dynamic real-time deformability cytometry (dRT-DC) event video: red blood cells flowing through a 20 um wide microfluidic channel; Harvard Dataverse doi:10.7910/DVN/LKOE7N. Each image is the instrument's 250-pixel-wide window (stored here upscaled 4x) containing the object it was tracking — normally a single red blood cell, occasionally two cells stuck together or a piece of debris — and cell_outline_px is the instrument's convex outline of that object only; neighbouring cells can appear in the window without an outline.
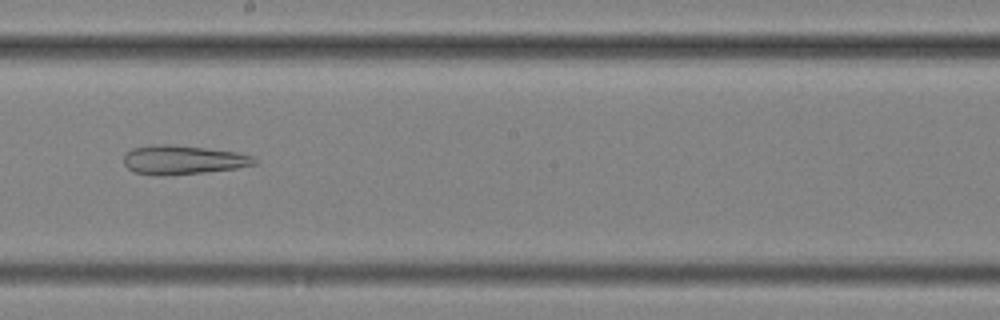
{"species": "common noctule bat (a hibernating species)", "species_latin": "Nyctalus noctula", "temperature_condition": "cold", "stored_images_in_passage": 15, "camera_frame_rate_fps": 3000, "um_per_image_px": 0.085, "animal": {"sex": "female", "body_mass_g": 25.1}, "frame": {"image": 1, "passage_image": 9, "time_ms": 2.667, "image_size_px": [1000, 320], "cell_outline_px": [[256, 164], [236, 168], [204, 172], [156, 176], [132, 172], [124, 164], [124, 156], [132, 148], [156, 144], [172, 144], [236, 152], [252, 156], [256, 160]], "centroid_in_image_um": [15.51, 13.59], "position_along_channel_um": 232.7, "area_um2": 21.96}}